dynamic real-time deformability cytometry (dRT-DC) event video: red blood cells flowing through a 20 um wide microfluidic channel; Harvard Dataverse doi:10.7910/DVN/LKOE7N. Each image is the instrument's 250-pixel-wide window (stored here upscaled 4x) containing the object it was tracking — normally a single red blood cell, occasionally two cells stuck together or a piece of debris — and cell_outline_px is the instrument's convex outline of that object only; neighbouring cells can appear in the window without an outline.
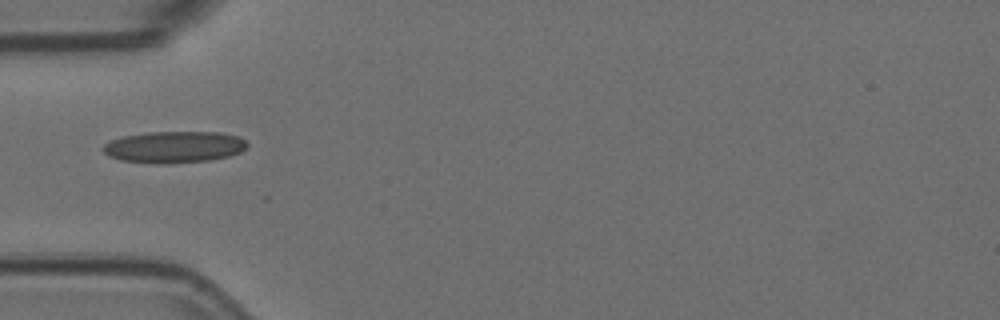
{"species": "Egyptian fruit bat (a non-hibernating species)", "species_latin": "Rousettus aegyptiacus", "temperature_condition": "room temperature", "stored_images_in_passage": 1, "camera_frame_rate_fps": 3000, "um_per_image_px": 0.085, "animal": {"sex": "female"}, "frame": {"image": 1, "passage_image": 1, "time_ms": 0.0, "image_size_px": [1000, 320], "cell_outline_px": [[248, 148], [240, 152], [228, 156], [208, 160], [120, 160], [108, 156], [104, 152], [104, 144], [112, 140], [124, 136], [148, 132], [220, 132], [240, 136], [248, 144]], "centroid_in_image_um": [14.88, 12.43], "position_along_channel_um": 70.1, "area_um2": 25.2}}